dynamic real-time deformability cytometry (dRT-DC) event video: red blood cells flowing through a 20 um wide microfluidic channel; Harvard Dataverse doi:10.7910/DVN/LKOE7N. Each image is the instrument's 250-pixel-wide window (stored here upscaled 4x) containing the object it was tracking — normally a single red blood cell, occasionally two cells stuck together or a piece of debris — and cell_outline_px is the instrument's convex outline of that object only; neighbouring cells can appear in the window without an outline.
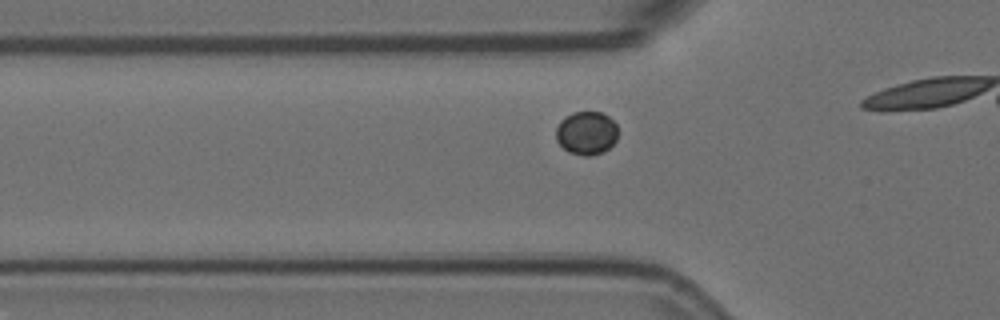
{"species": "Egyptian fruit bat (a non-hibernating species)", "species_latin": "Rousettus aegyptiacus", "temperature_condition": "room temperature", "stored_images_in_passage": 5, "camera_frame_rate_fps": 3000, "um_per_image_px": 0.085, "animal": {"sex": "female"}, "frame": {"image": 1, "passage_image": 3, "time_ms": 0.667, "image_size_px": [1000, 320], "cell_outline_px": [[616, 140], [604, 152], [592, 156], [584, 156], [568, 152], [556, 140], [556, 128], [560, 120], [564, 116], [572, 112], [600, 112], [608, 116], [616, 124]], "centroid_in_image_um": [49.82, 11.31], "position_along_channel_um": 76.0, "area_um2": 15.72}}